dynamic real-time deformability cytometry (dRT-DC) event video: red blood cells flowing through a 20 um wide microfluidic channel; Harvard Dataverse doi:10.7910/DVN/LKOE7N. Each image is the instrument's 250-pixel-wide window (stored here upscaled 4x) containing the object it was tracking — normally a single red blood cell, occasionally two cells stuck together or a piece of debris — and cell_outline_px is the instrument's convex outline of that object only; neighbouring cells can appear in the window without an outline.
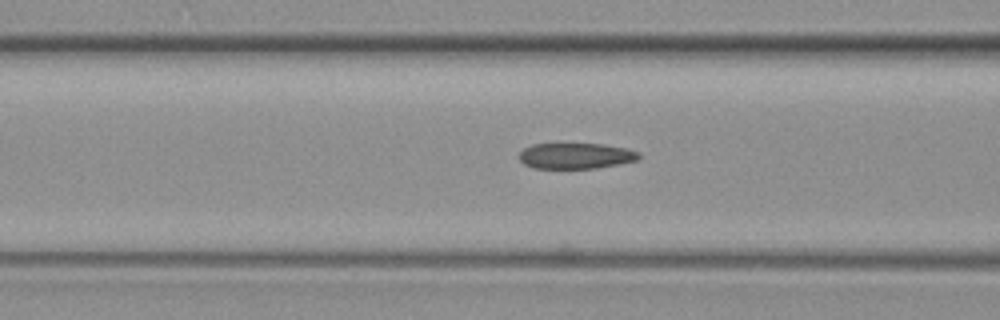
{"species": "common noctule bat (a hibernating species)", "species_latin": "Nyctalus noctula", "temperature_condition": "warm", "stored_images_in_passage": 38, "camera_frame_rate_fps": 3000, "um_per_image_px": 0.085, "animal": {"sex": "female", "body_mass_g": 19.3, "forearm_length_mm": 54.1}, "frame": {"image": 1, "passage_image": 5, "time_ms": 1.333, "image_size_px": [1000, 320], "cell_outline_px": [[640, 156], [636, 160], [596, 168], [536, 168], [524, 164], [520, 160], [520, 152], [524, 148], [532, 144], [600, 144], [628, 148], [640, 152]], "centroid_in_image_um": [48.94, 13.24], "position_along_channel_um": 117.7, "area_um2": 17.8}}
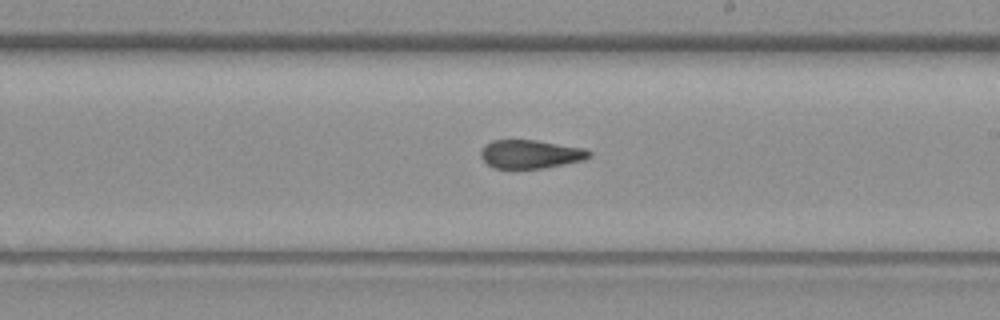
{"frame": {"image": 2, "passage_image": 16, "time_ms": 5.0, "image_size_px": [1000, 320], "cell_outline_px": [[592, 156], [584, 160], [544, 168], [492, 168], [480, 156], [480, 152], [492, 140], [536, 140], [584, 148], [592, 152]], "centroid_in_image_um": [45.13, 13.1], "position_along_channel_um": 243.9, "area_um2": 17.92}}
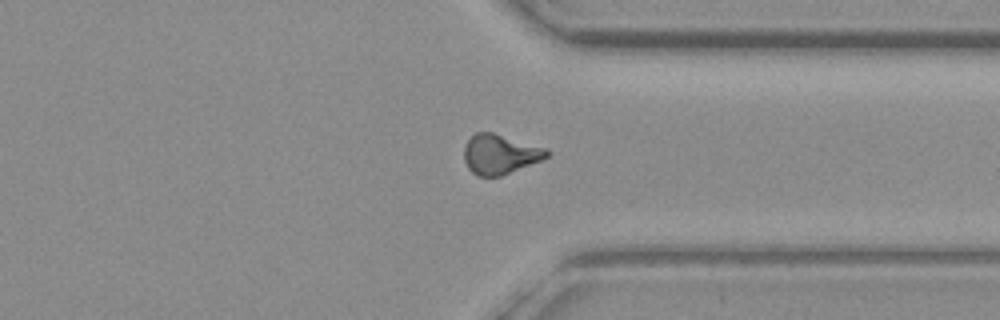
{"frame": {"image": 3, "passage_image": 27, "time_ms": 8.667, "image_size_px": [1000, 320], "cell_outline_px": [[548, 156], [540, 160], [500, 176], [480, 176], [472, 172], [468, 168], [464, 160], [464, 144], [476, 132], [492, 132], [548, 148]], "centroid_in_image_um": [42.47, 13.09], "position_along_channel_um": 368.9, "area_um2": 18.96}}